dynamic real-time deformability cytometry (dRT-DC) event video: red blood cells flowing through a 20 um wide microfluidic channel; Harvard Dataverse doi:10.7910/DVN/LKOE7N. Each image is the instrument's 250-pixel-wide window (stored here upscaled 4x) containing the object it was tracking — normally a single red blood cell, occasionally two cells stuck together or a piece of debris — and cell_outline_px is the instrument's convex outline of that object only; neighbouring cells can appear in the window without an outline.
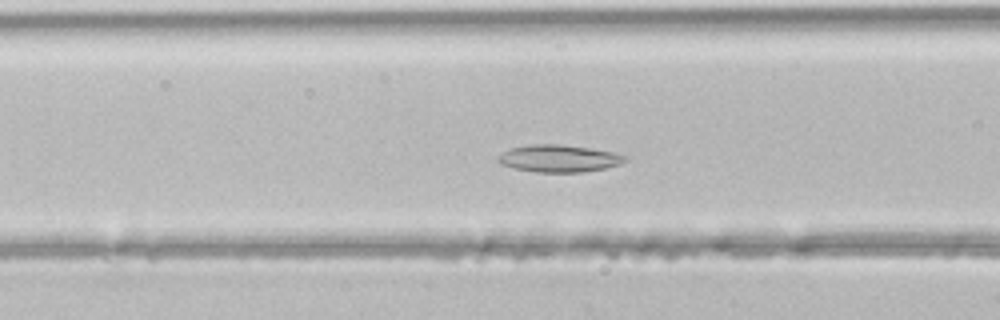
{"species": "common noctule bat (a hibernating species)", "species_latin": "Nyctalus noctula", "temperature_condition": "room temperature", "stored_images_in_passage": 43, "segment_of_instrument_passage": [1, 2], "camera_frame_rate_fps": 3000, "um_per_image_px": 0.085, "animal": {"sex": "male", "body_mass_g": 21.5, "forearm_length_mm": 52.0}, "frame": {"image": 1, "passage_image": 14, "time_ms": 4.333, "image_size_px": [1000, 320], "cell_outline_px": [[628, 160], [620, 164], [604, 168], [580, 172], [536, 172], [512, 168], [500, 164], [496, 160], [496, 156], [512, 148], [528, 144], [560, 144], [616, 152], [628, 156]], "centroid_in_image_um": [47.5, 13.46], "position_along_channel_um": 119.1, "area_um2": 20.29}}
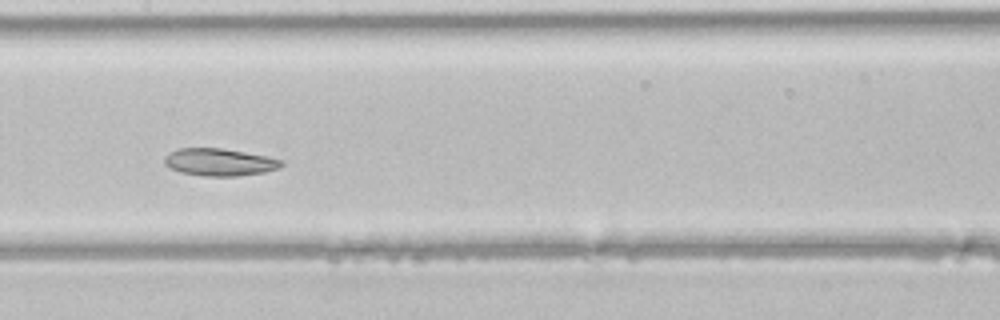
{"frame": {"image": 2, "passage_image": 19, "time_ms": 6.0, "image_size_px": [1000, 320], "cell_outline_px": [[284, 164], [276, 168], [264, 172], [236, 176], [204, 176], [180, 172], [164, 164], [164, 156], [168, 152], [176, 148], [220, 148], [268, 156], [284, 160]], "centroid_in_image_um": [18.63, 13.77], "position_along_channel_um": 188.8, "area_um2": 18.67}}
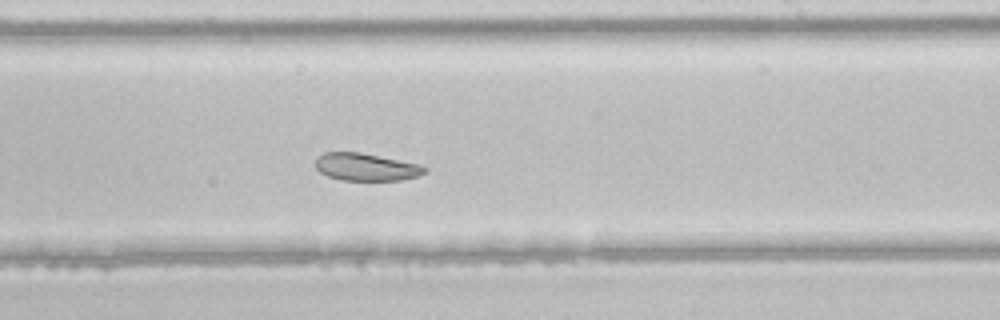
{"frame": {"image": 3, "passage_image": 24, "time_ms": 7.667, "image_size_px": [1000, 320], "cell_outline_px": [[428, 172], [420, 176], [400, 180], [340, 180], [328, 176], [320, 172], [316, 168], [316, 160], [324, 152], [360, 152], [420, 164], [428, 168]], "centroid_in_image_um": [31.17, 14.2], "position_along_channel_um": 257.8, "area_um2": 17.57}}